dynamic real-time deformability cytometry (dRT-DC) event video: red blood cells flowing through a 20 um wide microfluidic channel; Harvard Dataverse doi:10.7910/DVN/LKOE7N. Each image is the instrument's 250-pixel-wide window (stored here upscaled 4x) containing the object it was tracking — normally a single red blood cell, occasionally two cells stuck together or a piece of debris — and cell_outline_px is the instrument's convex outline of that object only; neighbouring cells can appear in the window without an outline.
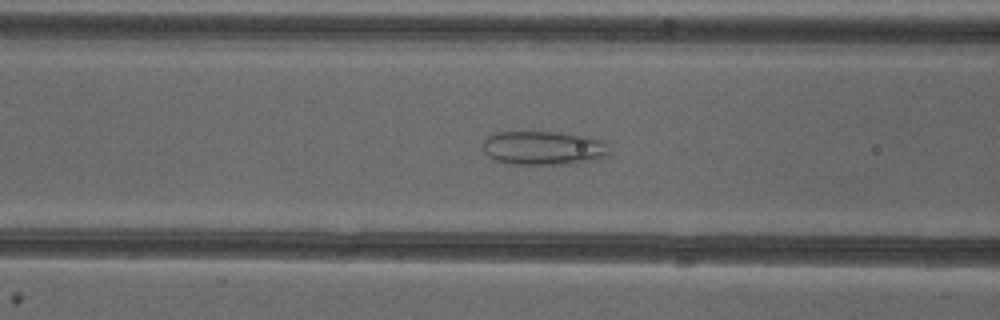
{"species": "common noctule bat (a hibernating species)", "species_latin": "Nyctalus noctula", "temperature_condition": "cold", "stored_images_in_passage": 44, "camera_frame_rate_fps": 3000, "um_per_image_px": 0.085, "animal": {"sex": "female"}, "frame": {"image": 1, "passage_image": 13, "time_ms": 4.0, "image_size_px": [1000, 320], "cell_outline_px": [[612, 152], [608, 156], [596, 160], [576, 164], [508, 164], [496, 160], [488, 156], [484, 152], [484, 140], [488, 136], [496, 132], [560, 132], [584, 136], [600, 140]], "centroid_in_image_um": [46.22, 12.59], "position_along_channel_um": 120.4, "area_um2": 25.14}}
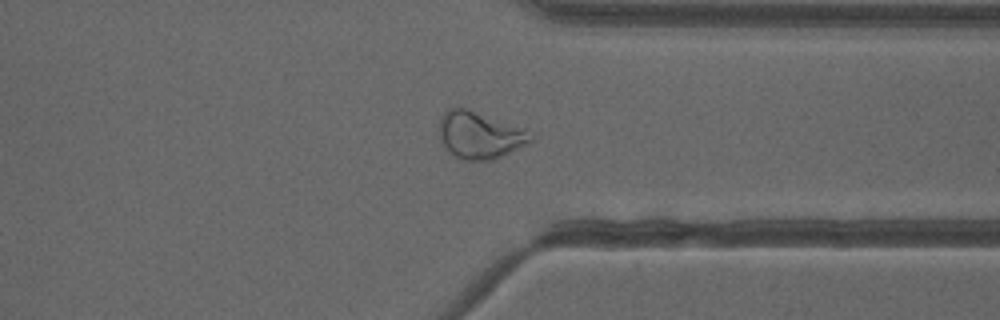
{"frame": {"image": 2, "passage_image": 32, "time_ms": 10.333, "image_size_px": [1000, 320], "cell_outline_px": [[536, 136], [528, 144], [520, 148], [492, 160], [464, 160], [456, 156], [440, 140], [440, 116], [448, 108], [468, 108], [524, 128]], "centroid_in_image_um": [40.82, 11.47], "position_along_channel_um": 370.6, "area_um2": 25.03}, "authors_computed_cell_mechanics": {"area_um2": 26.8192, "velocity_mm_per_s": 3.9614, "shape_relaxation_time_tau1_ms": null, "shape_relaxation_time_tau2_ms": 1.3745, "deformation_change_tau1": null, "deformation_change_tau2": 0.0913}}